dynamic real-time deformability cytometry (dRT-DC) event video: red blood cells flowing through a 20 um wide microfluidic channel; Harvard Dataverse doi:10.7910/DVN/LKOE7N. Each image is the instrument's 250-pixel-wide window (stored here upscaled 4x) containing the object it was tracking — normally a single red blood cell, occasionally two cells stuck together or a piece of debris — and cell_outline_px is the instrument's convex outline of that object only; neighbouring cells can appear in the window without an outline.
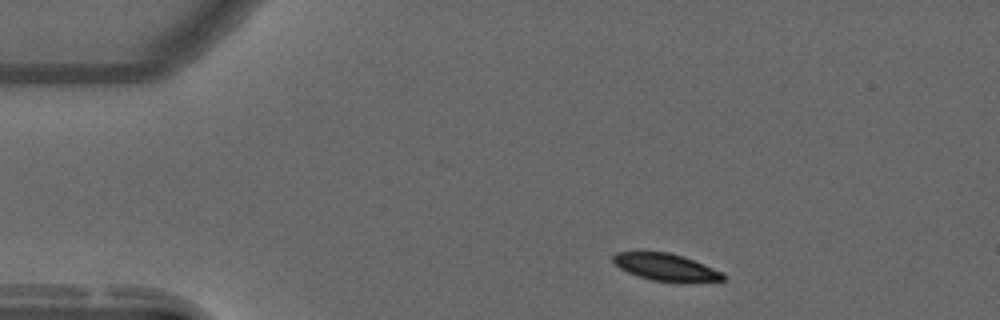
{"species": "common noctule bat (a hibernating species)", "species_latin": "Nyctalus noctula", "temperature_condition": "warm", "stored_images_in_passage": 22, "camera_frame_rate_fps": 3000, "um_per_image_px": 0.085, "animal": {"sex": "male", "forearm_length_mm": 52.5}, "frame": {"image": 1, "passage_image": 1, "time_ms": 0.0, "image_size_px": [1000, 320], "cell_outline_px": [[728, 276], [724, 280], [684, 284], [676, 284], [652, 280], [636, 276], [620, 268], [612, 260], [612, 256], [616, 252], [668, 252], [684, 256], [724, 272]], "centroid_in_image_um": [56.68, 22.75], "position_along_channel_um": 28.3, "area_um2": 18.09}}
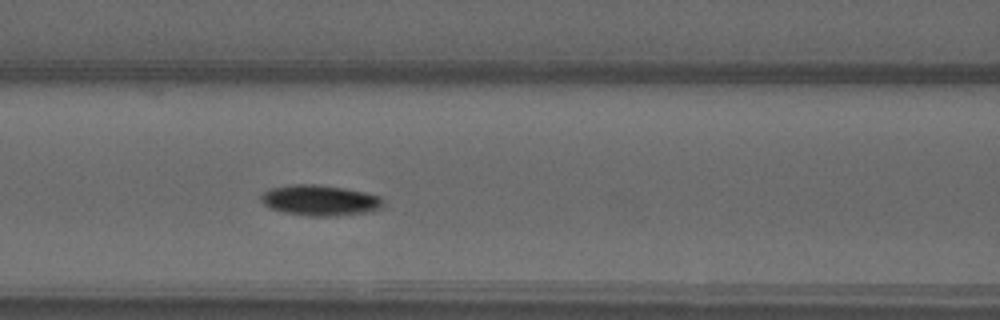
{"frame": {"image": 2, "passage_image": 15, "time_ms": 4.667, "image_size_px": [1000, 320], "cell_outline_px": [[388, 204], [384, 208], [372, 212], [344, 216], [304, 216], [280, 212], [268, 208], [260, 200], [260, 192], [268, 188], [288, 184], [312, 184], [344, 188], [368, 192], [380, 196]], "centroid_in_image_um": [27.23, 17.04], "position_along_channel_um": 139.4, "area_um2": 22.89}}
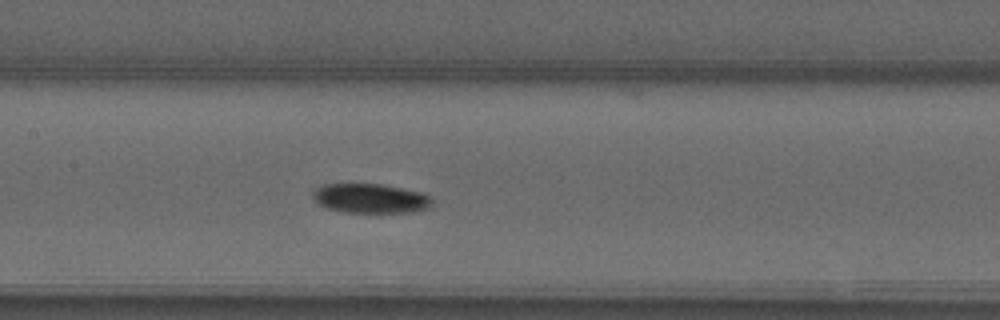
{"frame": {"image": 3, "passage_image": 18, "time_ms": 5.667, "image_size_px": [1000, 320], "cell_outline_px": [[436, 204], [432, 208], [416, 212], [384, 216], [380, 216], [336, 212], [324, 208], [316, 204], [312, 200], [312, 188], [320, 184], [344, 180], [352, 180], [384, 184], [424, 192], [432, 196]], "centroid_in_image_um": [31.46, 16.87], "position_along_channel_um": 175.9, "area_um2": 23.81}}